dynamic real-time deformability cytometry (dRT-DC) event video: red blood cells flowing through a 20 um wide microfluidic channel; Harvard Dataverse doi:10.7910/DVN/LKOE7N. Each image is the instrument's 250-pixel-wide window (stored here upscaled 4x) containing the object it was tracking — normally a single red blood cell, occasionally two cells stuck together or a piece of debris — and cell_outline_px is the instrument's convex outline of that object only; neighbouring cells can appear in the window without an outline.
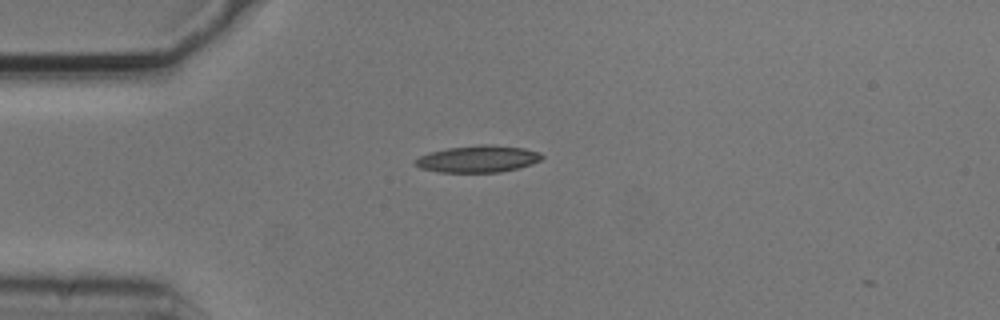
{"species": "common noctule bat (a hibernating species)", "species_latin": "Nyctalus noctula", "temperature_condition": "cold", "stored_images_in_passage": 4, "camera_frame_rate_fps": 3000, "um_per_image_px": 0.085, "animal": {"sex": "male", "body_mass_g": 20.5, "forearm_length_mm": 52.5}, "frame": {"image": 1, "passage_image": 1, "time_ms": 0.0, "image_size_px": [1000, 320], "cell_outline_px": [[544, 156], [540, 160], [532, 164], [500, 172], [440, 172], [420, 168], [416, 164], [416, 160], [420, 156], [428, 152], [448, 148], [480, 144], [492, 144], [524, 148], [540, 152]], "centroid_in_image_um": [40.65, 13.5], "position_along_channel_um": 44.3, "area_um2": 19.77}}
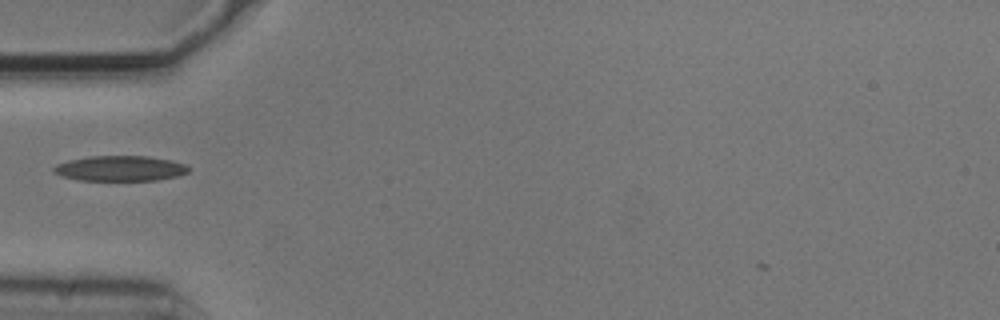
{"frame": {"image": 2, "passage_image": 2, "time_ms": 0.333, "image_size_px": [1000, 320], "cell_outline_px": [[188, 172], [176, 176], [156, 180], [80, 180], [64, 176], [52, 172], [52, 168], [56, 164], [68, 160], [88, 156], [148, 156], [172, 160], [188, 164]], "centroid_in_image_um": [10.21, 14.3], "position_along_channel_um": 74.8, "area_um2": 19.88}}
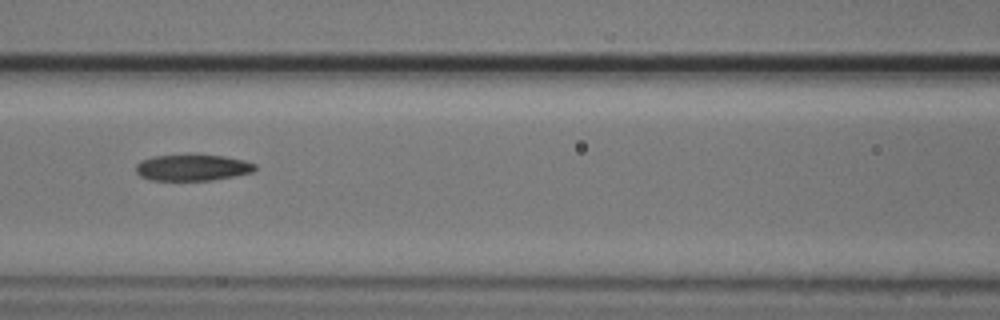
{"frame": {"image": 3, "passage_image": 4, "time_ms": 1.0, "image_size_px": [1000, 320], "cell_outline_px": [[256, 168], [252, 172], [236, 176], [212, 180], [148, 180], [140, 176], [136, 172], [136, 164], [140, 160], [152, 156], [188, 152], [224, 156], [244, 160], [256, 164]], "centroid_in_image_um": [16.33, 14.2], "position_along_channel_um": 150.3, "area_um2": 19.07}}